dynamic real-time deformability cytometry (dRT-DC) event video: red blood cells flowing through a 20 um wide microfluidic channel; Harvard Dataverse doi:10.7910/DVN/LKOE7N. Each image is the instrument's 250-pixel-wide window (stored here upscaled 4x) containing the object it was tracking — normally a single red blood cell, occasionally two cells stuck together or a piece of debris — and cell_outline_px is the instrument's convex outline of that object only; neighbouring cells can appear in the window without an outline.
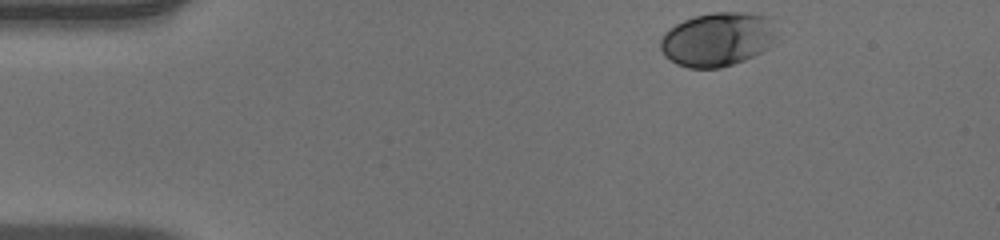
{"species": "human", "species_latin": "Homo sapiens", "temperature_condition": "warm", "stored_images_in_passage": 10, "camera_frame_rate_fps": 3000, "um_per_image_px": 0.085, "donor": {"sex": "male"}, "frame": {"image": 1, "passage_image": 1, "time_ms": 0.0, "image_size_px": [1000, 240], "cell_outline_px": [[780, 32], [768, 48], [744, 60], [720, 68], [688, 68], [676, 64], [664, 56], [660, 48], [660, 40], [664, 32], [676, 24], [684, 20], [696, 16], [712, 12], [748, 12], [768, 16]], "centroid_in_image_um": [61.01, 3.33], "position_along_channel_um": 24.0, "area_um2": 36.93}}
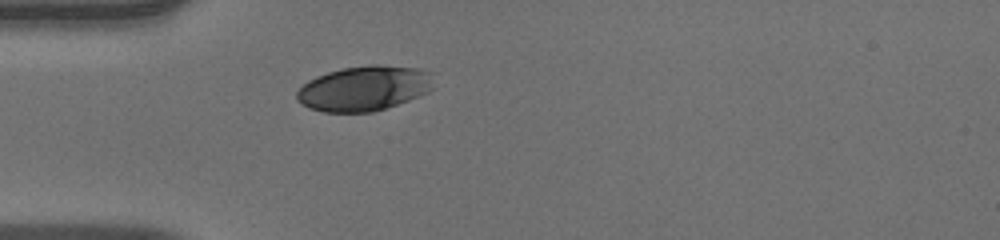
{"frame": {"image": 2, "passage_image": 9, "time_ms": 2.667, "image_size_px": [1000, 240], "cell_outline_px": [[432, 88], [428, 92], [408, 100], [372, 112], [324, 112], [308, 108], [296, 100], [296, 92], [308, 80], [316, 76], [328, 72], [344, 68], [372, 64], [376, 64], [420, 68], [428, 72]], "centroid_in_image_um": [30.9, 7.51], "position_along_channel_um": 54.1, "area_um2": 35.6}}